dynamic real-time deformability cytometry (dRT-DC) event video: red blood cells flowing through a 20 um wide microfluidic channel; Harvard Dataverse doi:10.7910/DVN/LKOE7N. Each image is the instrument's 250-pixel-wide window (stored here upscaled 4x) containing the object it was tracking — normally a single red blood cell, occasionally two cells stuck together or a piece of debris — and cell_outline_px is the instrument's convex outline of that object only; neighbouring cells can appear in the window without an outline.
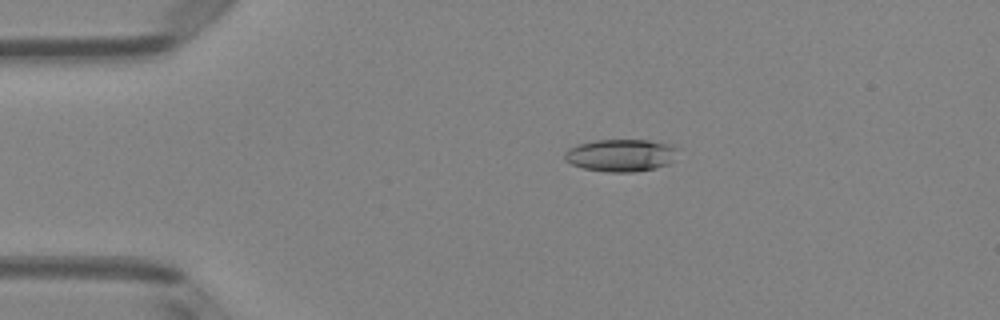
{"species": "Egyptian fruit bat (a non-hibernating species)", "species_latin": "Rousettus aegyptiacus", "temperature_condition": "room temperature", "stored_images_in_passage": 49, "camera_frame_rate_fps": 3000, "um_per_image_px": 0.085, "animal": {"sex": "female"}, "frame": {"image": 1, "passage_image": 9, "time_ms": 2.667, "image_size_px": [1000, 320], "cell_outline_px": [[680, 148], [672, 160], [668, 164], [656, 168], [632, 172], [608, 172], [584, 168], [572, 164], [564, 160], [564, 152], [568, 148], [576, 144], [596, 140], [648, 140], [672, 144]], "centroid_in_image_um": [52.78, 13.19], "position_along_channel_um": 32.2, "area_um2": 21.56}}
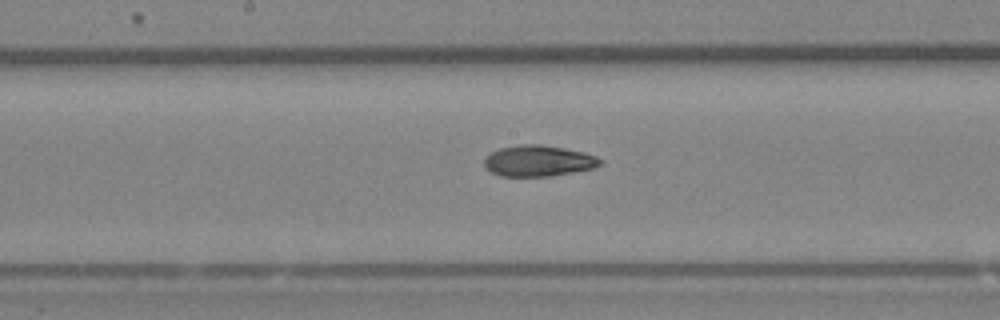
{"frame": {"image": 2, "passage_image": 25, "time_ms": 8.0, "image_size_px": [1000, 320], "cell_outline_px": [[604, 160], [600, 164], [592, 168], [572, 172], [548, 176], [500, 176], [492, 172], [484, 164], [484, 160], [492, 152], [500, 148], [524, 144], [540, 144], [564, 148], [584, 152], [596, 156]], "centroid_in_image_um": [45.78, 13.67], "position_along_channel_um": 202.4, "area_um2": 20.69}}
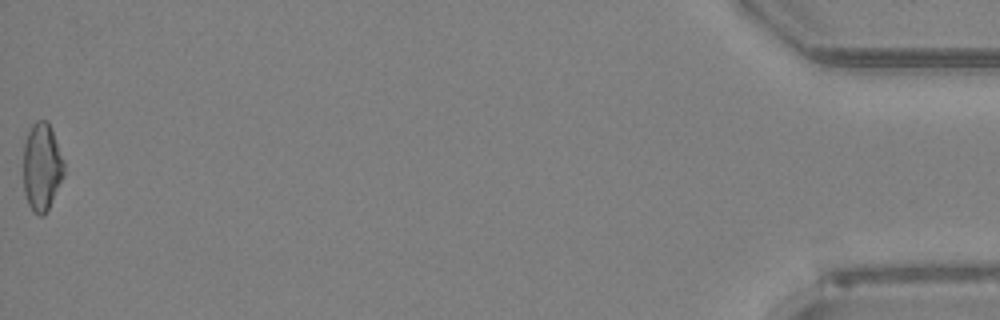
{"frame": {"image": 3, "passage_image": 49, "time_ms": 16.0, "image_size_px": [1000, 320], "cell_outline_px": [[64, 176], [44, 216], [40, 216], [32, 212], [28, 204], [24, 192], [24, 144], [28, 132], [32, 124], [36, 120], [48, 120], [64, 160]], "centroid_in_image_um": [3.56, 14.19], "position_along_channel_um": 431.6, "area_um2": 20.87}, "authors_computed_cell_mechanics": {"area_um2": 21.1548, "velocity_mm_per_s": 4.0849, "shape_relaxation_time_tau1_ms": null, "shape_relaxation_time_tau2_ms": 5.4687, "deformation_change_tau1": null, "deformation_change_tau2": 0.1434}}